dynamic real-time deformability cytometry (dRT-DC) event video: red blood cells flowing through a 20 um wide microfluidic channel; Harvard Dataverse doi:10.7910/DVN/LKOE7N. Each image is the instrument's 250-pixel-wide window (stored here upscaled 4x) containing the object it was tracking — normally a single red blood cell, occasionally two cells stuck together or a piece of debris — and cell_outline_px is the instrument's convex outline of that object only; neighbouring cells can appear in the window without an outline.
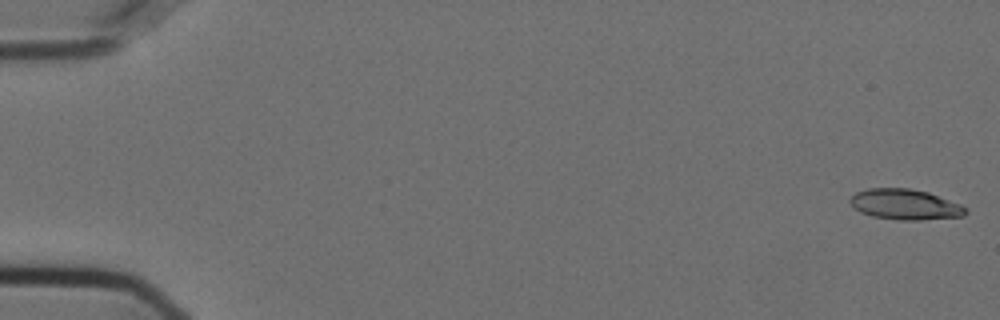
{"species": "Egyptian fruit bat (a non-hibernating species)", "species_latin": "Rousettus aegyptiacus", "temperature_condition": "cold", "stored_images_in_passage": 56, "camera_frame_rate_fps": 3000, "um_per_image_px": 0.085, "animal": {"sex": "female"}, "frame": {"image": 1, "passage_image": 1, "time_ms": 0.0, "image_size_px": [1000, 320], "cell_outline_px": [[968, 212], [964, 216], [920, 220], [896, 220], [872, 216], [860, 212], [848, 200], [856, 192], [868, 188], [908, 188], [928, 192], [960, 204], [968, 208]], "centroid_in_image_um": [76.95, 17.38], "position_along_channel_um": 8.1, "area_um2": 20.58}}
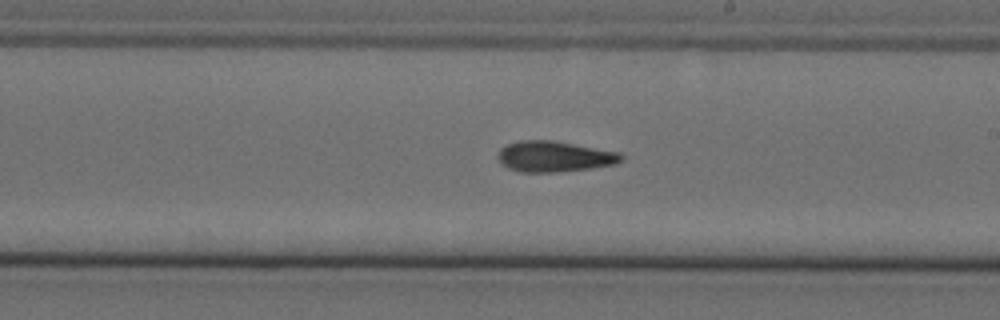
{"frame": {"image": 2, "passage_image": 33, "time_ms": 10.667, "image_size_px": [1000, 320], "cell_outline_px": [[624, 160], [616, 164], [592, 168], [556, 172], [520, 172], [508, 168], [500, 164], [496, 156], [500, 148], [508, 144], [520, 140], [552, 140], [620, 152], [624, 156]], "centroid_in_image_um": [47.11, 13.3], "position_along_channel_um": 241.9, "area_um2": 22.37}}
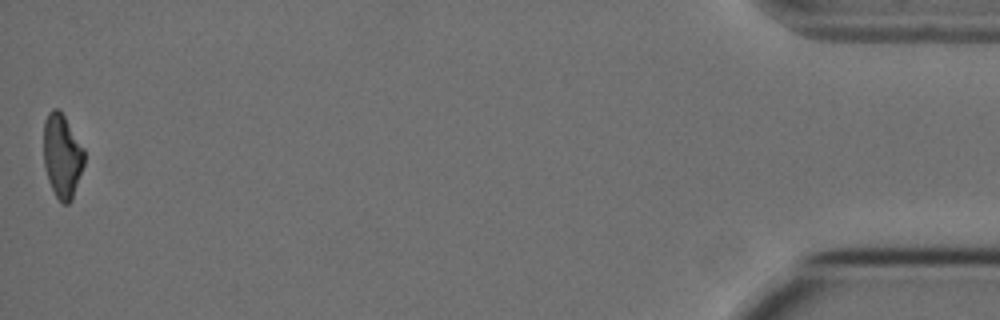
{"frame": {"image": 3, "passage_image": 56, "time_ms": 18.333, "image_size_px": [1000, 320], "cell_outline_px": [[84, 164], [72, 200], [68, 204], [64, 204], [56, 196], [48, 180], [44, 168], [44, 120], [48, 112], [52, 108], [60, 108], [84, 148]], "centroid_in_image_um": [5.28, 13.21], "position_along_channel_um": 429.9, "area_um2": 20.0}, "authors_computed_cell_mechanics": {"area_um2": 21.3571, "velocity_mm_per_s": 3.6129, "shape_relaxation_time_tau1_ms": null, "shape_relaxation_time_tau2_ms": 6.0125, "deformation_change_tau1": null, "deformation_change_tau2": 0.1673}}